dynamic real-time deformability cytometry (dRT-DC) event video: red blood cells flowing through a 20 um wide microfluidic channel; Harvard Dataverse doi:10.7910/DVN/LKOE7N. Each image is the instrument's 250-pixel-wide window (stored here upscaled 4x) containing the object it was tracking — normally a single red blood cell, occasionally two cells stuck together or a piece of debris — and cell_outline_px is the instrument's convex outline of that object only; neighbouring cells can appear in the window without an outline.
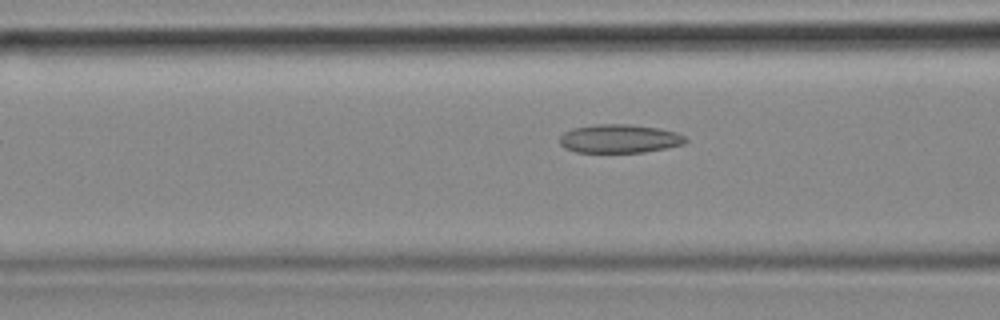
{"species": "common noctule bat (a hibernating species)", "species_latin": "Nyctalus noctula", "temperature_condition": "cold", "stored_images_in_passage": 33, "camera_frame_rate_fps": 3000, "um_per_image_px": 0.085, "animal": {"sex": "female", "body_mass_g": 18.4}, "frame": {"image": 1, "passage_image": 4, "time_ms": 1.0, "image_size_px": [1000, 320], "cell_outline_px": [[688, 140], [684, 144], [644, 152], [576, 152], [564, 148], [560, 144], [560, 136], [564, 132], [572, 128], [596, 124], [628, 124], [660, 128], [676, 132], [684, 136]], "centroid_in_image_um": [52.64, 11.78], "position_along_channel_um": 114.0, "area_um2": 20.98}}
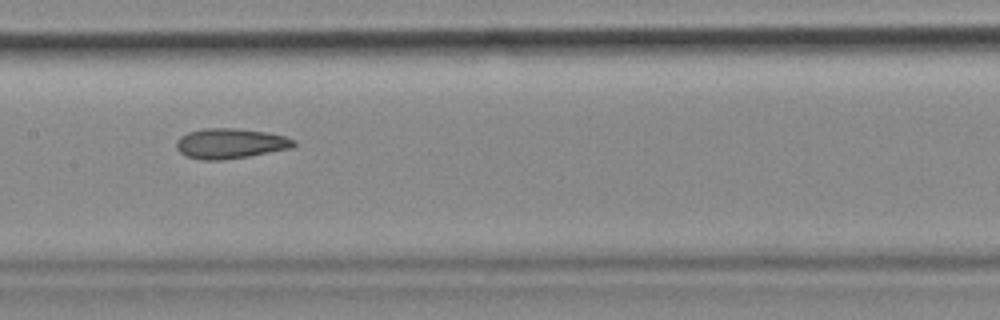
{"frame": {"image": 2, "passage_image": 10, "time_ms": 3.0, "image_size_px": [1000, 320], "cell_outline_px": [[296, 144], [292, 148], [248, 156], [224, 160], [204, 160], [184, 156], [176, 148], [176, 140], [180, 136], [188, 132], [204, 128], [232, 128], [268, 132], [284, 136], [296, 140]], "centroid_in_image_um": [19.56, 12.2], "position_along_channel_um": 187.8, "area_um2": 20.75}}
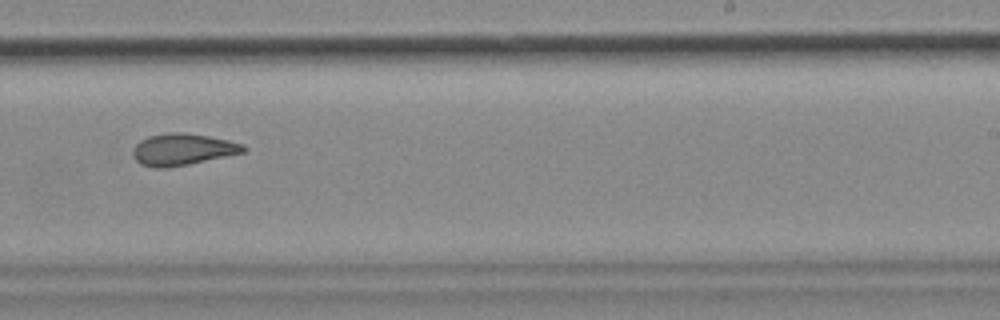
{"frame": {"image": 3, "passage_image": 17, "time_ms": 5.333, "image_size_px": [1000, 320], "cell_outline_px": [[248, 148], [244, 152], [188, 164], [168, 168], [152, 168], [140, 164], [136, 160], [132, 152], [136, 144], [140, 140], [148, 136], [168, 132], [184, 132], [208, 136], [228, 140], [244, 144]], "centroid_in_image_um": [15.5, 12.7], "position_along_channel_um": 273.5, "area_um2": 20.46}}